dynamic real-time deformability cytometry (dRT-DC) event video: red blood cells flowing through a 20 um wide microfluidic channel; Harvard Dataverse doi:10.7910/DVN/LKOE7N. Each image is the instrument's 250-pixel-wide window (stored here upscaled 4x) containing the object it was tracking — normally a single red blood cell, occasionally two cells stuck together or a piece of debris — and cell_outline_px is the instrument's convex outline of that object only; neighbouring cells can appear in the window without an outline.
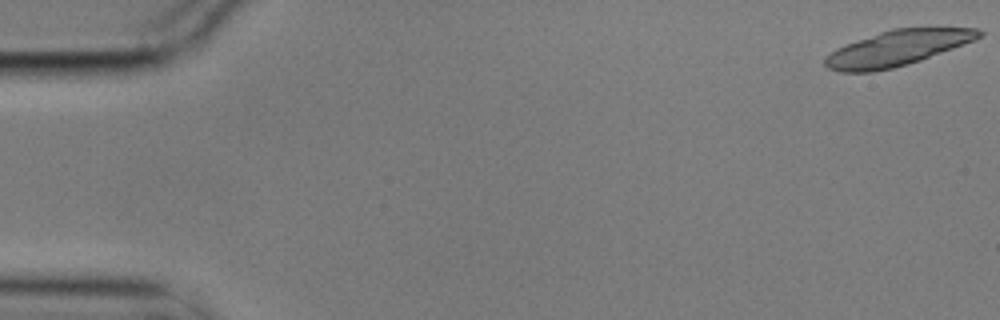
{"species": "common noctule bat (a hibernating species)", "species_latin": "Nyctalus noctula", "temperature_condition": "cold", "stored_images_in_passage": 11, "segment_of_instrument_passage": [1, 2], "camera_frame_rate_fps": 3000, "um_per_image_px": 0.085, "animal": {"sex": "male", "body_mass_g": 17.9}, "frame": {"image": 1, "passage_image": 1, "time_ms": 0.0, "image_size_px": [1000, 320], "cell_outline_px": [[984, 32], [980, 36], [972, 40], [952, 48], [920, 60], [908, 64], [892, 68], [872, 72], [840, 72], [828, 68], [824, 64], [824, 60], [836, 48], [880, 32], [892, 28], [976, 28]], "centroid_in_image_um": [76.23, 4.1], "position_along_channel_um": 8.8, "area_um2": 31.04}}